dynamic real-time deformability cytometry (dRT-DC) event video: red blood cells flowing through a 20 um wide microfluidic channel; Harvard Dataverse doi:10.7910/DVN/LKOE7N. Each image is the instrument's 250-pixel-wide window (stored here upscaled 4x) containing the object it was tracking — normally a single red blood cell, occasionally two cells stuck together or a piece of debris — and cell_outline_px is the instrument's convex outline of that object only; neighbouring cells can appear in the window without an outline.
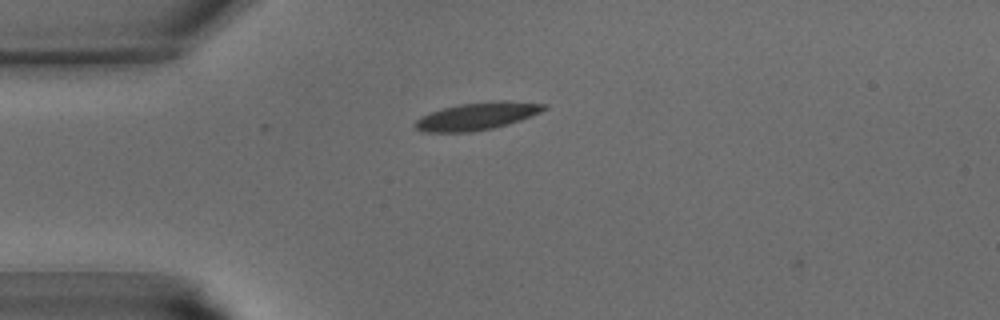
{"species": "common noctule bat (a hibernating species)", "species_latin": "Nyctalus noctula", "temperature_condition": "warm", "stored_images_in_passage": 32, "camera_frame_rate_fps": 3000, "um_per_image_px": 0.085, "animal": {"sex": "male", "body_mass_g": 15.6}, "frame": {"image": 1, "passage_image": 1, "time_ms": 0.0, "image_size_px": [1000, 320], "cell_outline_px": [[548, 108], [540, 112], [520, 120], [508, 124], [492, 128], [472, 132], [424, 132], [416, 128], [412, 124], [420, 116], [444, 108], [460, 104], [492, 100], [508, 100], [548, 104]], "centroid_in_image_um": [40.57, 9.86], "position_along_channel_um": 44.4, "area_um2": 20.75}}
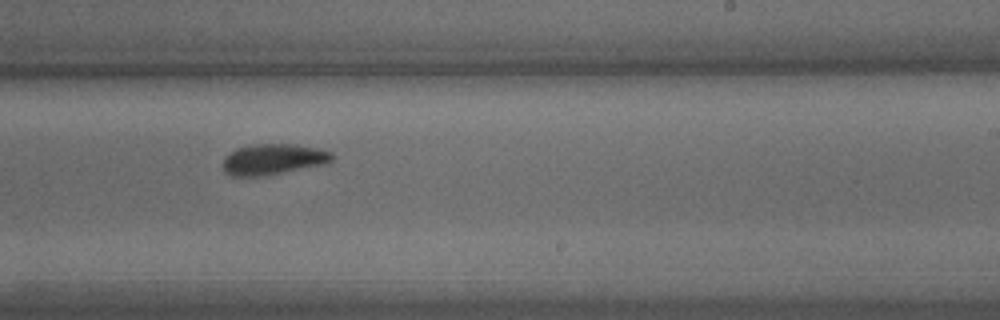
{"frame": {"image": 2, "passage_image": 16, "time_ms": 5.0, "image_size_px": [1000, 320], "cell_outline_px": [[336, 156], [332, 160], [324, 164], [264, 176], [232, 176], [224, 172], [224, 156], [228, 152], [236, 148], [252, 144], [296, 144], [316, 148], [332, 152]], "centroid_in_image_um": [23.21, 13.53], "position_along_channel_um": 265.8, "area_um2": 19.71}}
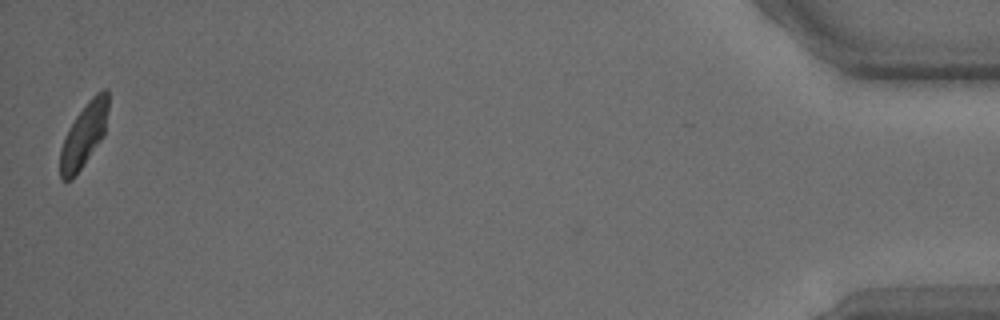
{"frame": {"image": 3, "passage_image": 32, "time_ms": 10.333, "image_size_px": [1000, 320], "cell_outline_px": [[108, 108], [104, 136], [72, 180], [60, 180], [60, 148], [68, 128], [76, 116], [88, 100], [96, 92], [104, 88], [108, 88]], "centroid_in_image_um": [7.13, 11.46], "position_along_channel_um": 428.1, "area_um2": 17.98}}